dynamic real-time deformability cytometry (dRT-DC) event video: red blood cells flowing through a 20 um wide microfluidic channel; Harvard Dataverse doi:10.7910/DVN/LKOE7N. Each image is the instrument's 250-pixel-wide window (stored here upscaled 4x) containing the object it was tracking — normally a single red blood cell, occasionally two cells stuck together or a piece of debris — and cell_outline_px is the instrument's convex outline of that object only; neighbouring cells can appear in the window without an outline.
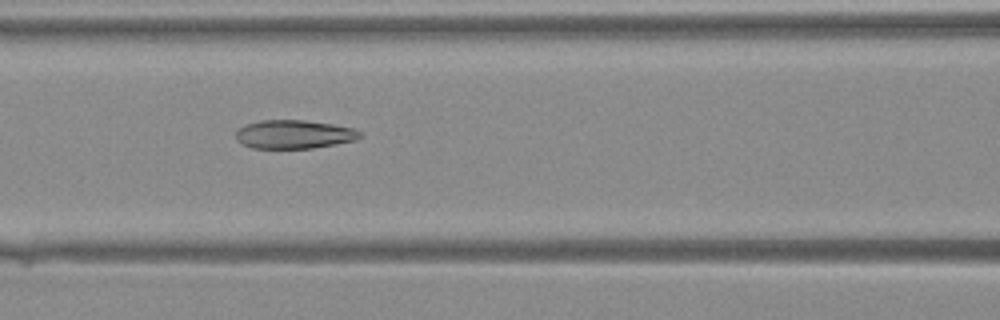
{"species": "Egyptian fruit bat (a non-hibernating species)", "species_latin": "Rousettus aegyptiacus", "temperature_condition": "warm", "stored_images_in_passage": 28, "camera_frame_rate_fps": 3000, "um_per_image_px": 0.085, "animal": {"sex": "female"}, "frame": {"image": 1, "passage_image": 5, "time_ms": 1.333, "image_size_px": [1000, 320], "cell_outline_px": [[364, 136], [356, 140], [336, 144], [312, 148], [252, 148], [236, 140], [236, 132], [244, 124], [260, 120], [304, 120], [332, 124], [352, 128], [360, 132]], "centroid_in_image_um": [25.0, 11.41], "position_along_channel_um": 141.6, "area_um2": 20.69}}
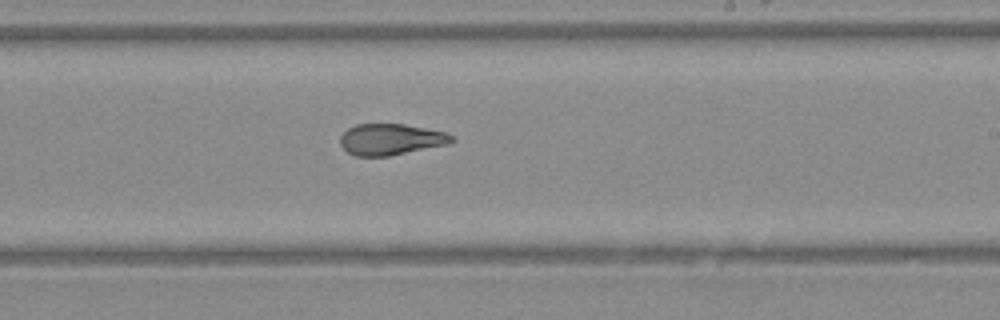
{"frame": {"image": 2, "passage_image": 12, "time_ms": 3.667, "image_size_px": [1000, 320], "cell_outline_px": [[456, 140], [448, 144], [388, 156], [356, 156], [348, 152], [340, 144], [340, 136], [348, 128], [356, 124], [404, 124], [444, 132], [452, 136]], "centroid_in_image_um": [33.2, 11.84], "position_along_channel_um": 255.8, "area_um2": 20.11}}
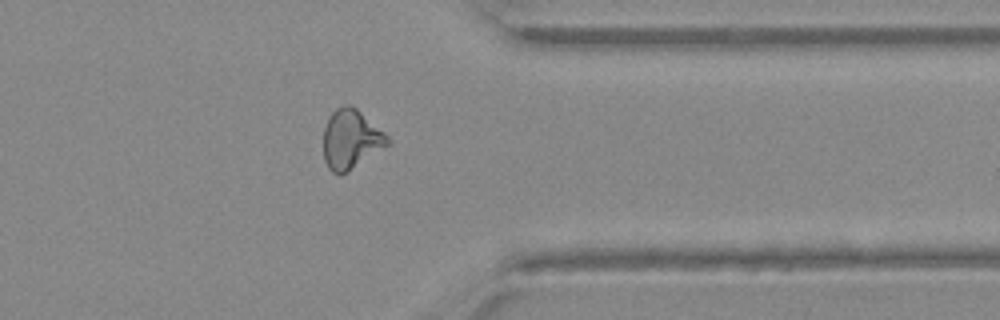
{"frame": {"image": 3, "passage_image": 20, "time_ms": 6.333, "image_size_px": [1000, 320], "cell_outline_px": [[388, 144], [348, 172], [340, 176], [332, 172], [328, 168], [324, 160], [324, 128], [332, 112], [336, 108], [344, 104], [352, 104], [384, 132], [388, 136]], "centroid_in_image_um": [29.8, 11.84], "position_along_channel_um": 381.6, "area_um2": 22.02}}